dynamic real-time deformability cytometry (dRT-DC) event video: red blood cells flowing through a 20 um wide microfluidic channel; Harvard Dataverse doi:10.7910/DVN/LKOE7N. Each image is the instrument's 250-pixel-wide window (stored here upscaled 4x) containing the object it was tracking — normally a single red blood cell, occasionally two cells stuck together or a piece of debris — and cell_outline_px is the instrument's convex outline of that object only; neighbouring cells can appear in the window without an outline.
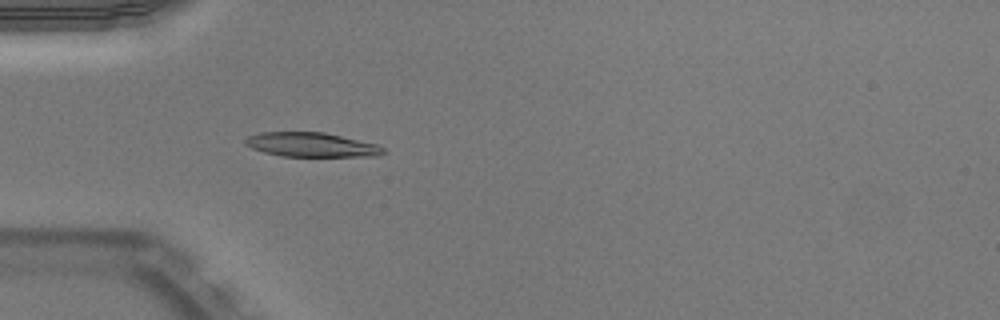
{"species": "Egyptian fruit bat (a non-hibernating species)", "species_latin": "Rousettus aegyptiacus", "temperature_condition": "warm", "stored_images_in_passage": 39, "camera_frame_rate_fps": 3000, "um_per_image_px": 0.085, "animal": {"sex": "male"}, "frame": {"image": 1, "passage_image": 4, "time_ms": 1.0, "image_size_px": [1000, 320], "cell_outline_px": [[388, 152], [380, 156], [280, 156], [264, 152], [252, 148], [244, 144], [244, 140], [248, 136], [260, 132], [324, 132], [376, 144], [384, 148]], "centroid_in_image_um": [26.48, 12.3], "position_along_channel_um": 58.5, "area_um2": 19.59}}
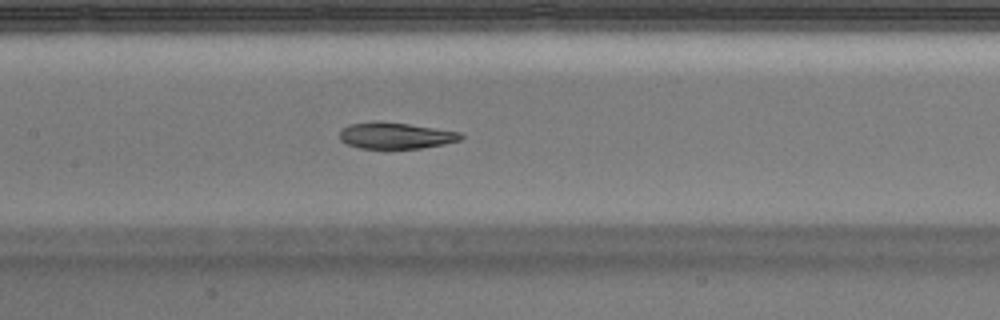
{"frame": {"image": 2, "passage_image": 13, "time_ms": 4.0, "image_size_px": [1000, 320], "cell_outline_px": [[464, 136], [460, 140], [444, 144], [420, 148], [360, 148], [348, 144], [340, 140], [340, 132], [348, 124], [408, 124], [460, 132]], "centroid_in_image_um": [33.69, 11.57], "position_along_channel_um": 173.7, "area_um2": 17.63}}
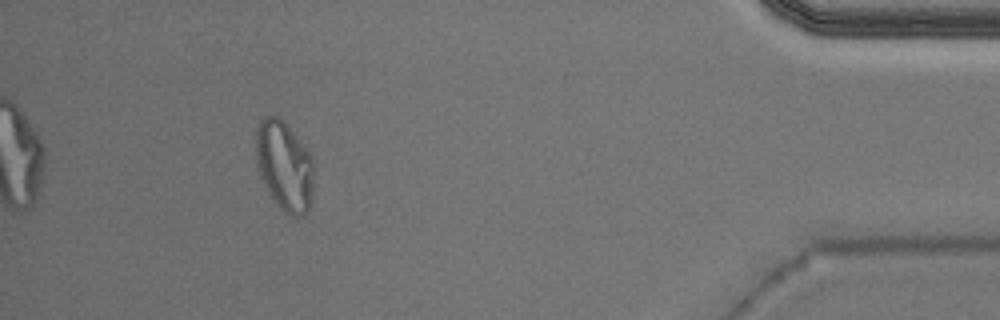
{"frame": {"image": 3, "passage_image": 35, "time_ms": 11.333, "image_size_px": [1000, 320], "cell_outline_px": [[316, 168], [312, 200], [308, 212], [304, 216], [292, 216], [284, 212], [272, 200], [260, 176], [256, 164], [256, 124], [264, 116], [276, 116], [292, 132], [312, 156]], "centroid_in_image_um": [24.2, 14.16], "position_along_channel_um": 411.0, "area_um2": 30.81}, "authors_computed_cell_mechanics": {"area_um2": 19.5942, "velocity_mm_per_s": 3.9696, "shape_relaxation_time_tau1_ms": null, "shape_relaxation_time_tau2_ms": 3.3056, "deformation_change_tau1": null, "deformation_change_tau2": 0.0962}}